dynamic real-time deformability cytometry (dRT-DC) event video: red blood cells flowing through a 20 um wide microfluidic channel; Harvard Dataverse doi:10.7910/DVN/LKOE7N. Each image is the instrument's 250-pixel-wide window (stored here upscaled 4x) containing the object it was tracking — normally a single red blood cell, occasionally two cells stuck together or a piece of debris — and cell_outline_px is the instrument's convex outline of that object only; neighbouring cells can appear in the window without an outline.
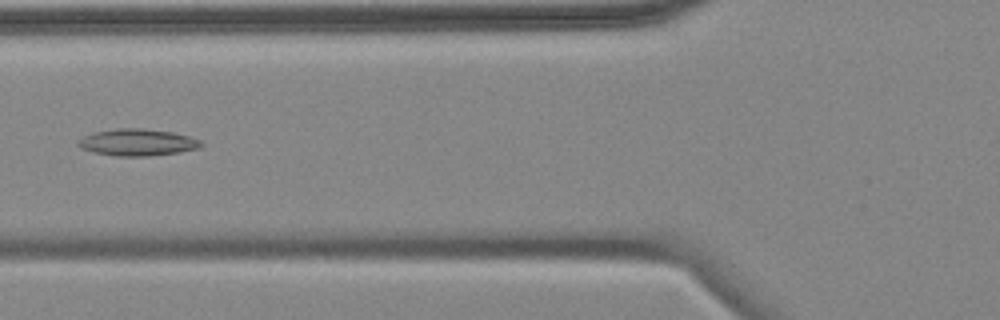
{"species": "common noctule bat (a hibernating species)", "species_latin": "Nyctalus noctula", "temperature_condition": "cold", "stored_images_in_passage": 6, "camera_frame_rate_fps": 3000, "um_per_image_px": 0.085, "animal": {"sex": "female", "body_mass_g": 18.4}, "frame": {"image": 1, "passage_image": 5, "time_ms": 5.0, "image_size_px": [1000, 320], "cell_outline_px": [[204, 144], [200, 148], [180, 152], [148, 156], [116, 156], [92, 152], [80, 148], [76, 144], [84, 136], [92, 132], [116, 128], [144, 128], [172, 132], [188, 136], [200, 140]], "centroid_in_image_um": [11.67, 12.1], "position_along_channel_um": 114.1, "area_um2": 19.36}}
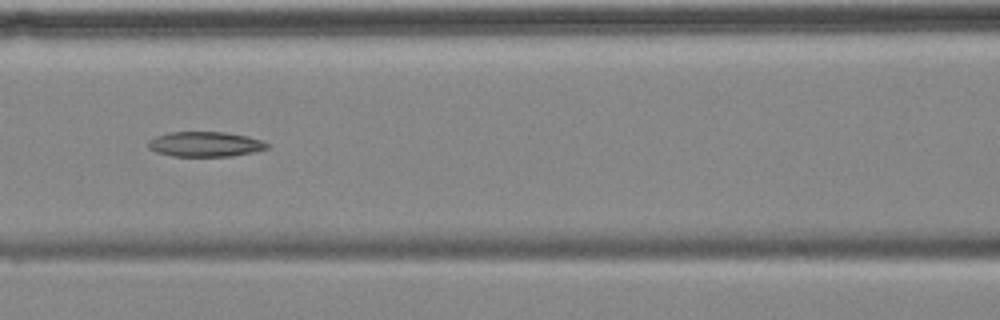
{"frame": {"image": 2, "passage_image": 6, "time_ms": 6.0, "image_size_px": [1000, 320], "cell_outline_px": [[268, 148], [252, 152], [232, 156], [172, 156], [156, 152], [148, 148], [148, 140], [156, 136], [168, 132], [224, 132], [248, 136], [264, 140], [268, 144]], "centroid_in_image_um": [17.43, 12.25], "position_along_channel_um": 149.2, "area_um2": 17.4}}